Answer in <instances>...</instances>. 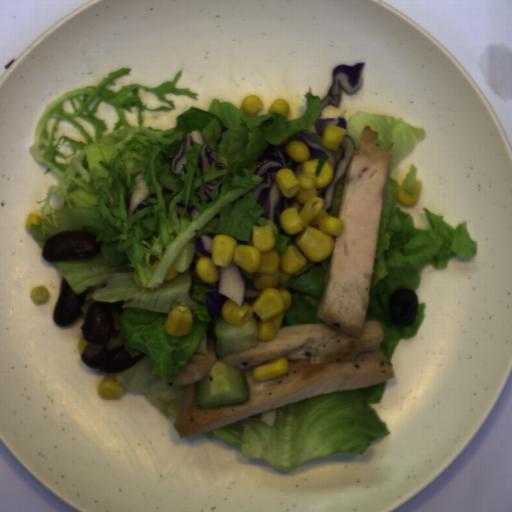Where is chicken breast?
<instances>
[{
	"mask_svg": "<svg viewBox=\"0 0 512 512\" xmlns=\"http://www.w3.org/2000/svg\"><path fill=\"white\" fill-rule=\"evenodd\" d=\"M378 137L379 132L364 126L344 174L337 216L344 228L340 236H332L325 291L315 313L324 323L281 326L273 338L221 358L219 362L246 377L249 399L239 405L197 406V382L218 360L214 337L206 340L207 354L193 352L172 385L188 386L173 417L175 436L195 437L308 397L371 387L395 377L380 349L382 323L365 321L395 143L381 149ZM282 356L290 363L289 371L273 379H252V369Z\"/></svg>",
	"mask_w": 512,
	"mask_h": 512,
	"instance_id": "obj_1",
	"label": "chicken breast"
}]
</instances>
